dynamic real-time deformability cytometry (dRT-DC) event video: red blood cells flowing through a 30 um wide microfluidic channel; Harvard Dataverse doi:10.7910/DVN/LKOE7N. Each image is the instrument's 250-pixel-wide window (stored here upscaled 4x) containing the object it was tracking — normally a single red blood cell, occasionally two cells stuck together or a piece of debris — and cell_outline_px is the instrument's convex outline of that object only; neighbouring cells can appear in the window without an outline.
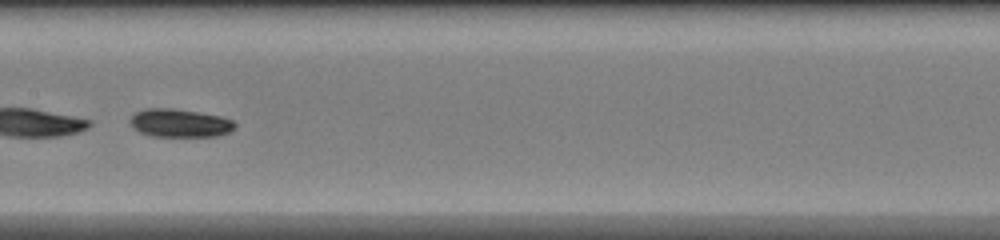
{"species": "common noctule bat (a hibernating species)", "species_latin": "Nyctalus noctula", "temperature_condition": "warm", "stored_images_in_passage": 48, "camera_frame_rate_fps": 3000, "um_per_image_px": 0.085, "animal": {"sex": "female", "body_mass_g": 20.0, "forearm_length_mm": 54.0}, "frame": {"image": 1, "passage_image": 26, "time_ms": 8.333, "image_size_px": [1000, 240], "cell_outline_px": [[236, 124], [228, 132], [220, 136], [152, 136], [140, 132], [132, 128], [128, 120], [136, 112], [144, 108], [172, 108], [220, 116], [232, 120]], "centroid_in_image_um": [15.23, 10.46], "position_along_channel_um": 192.2, "area_um2": 17.17}}
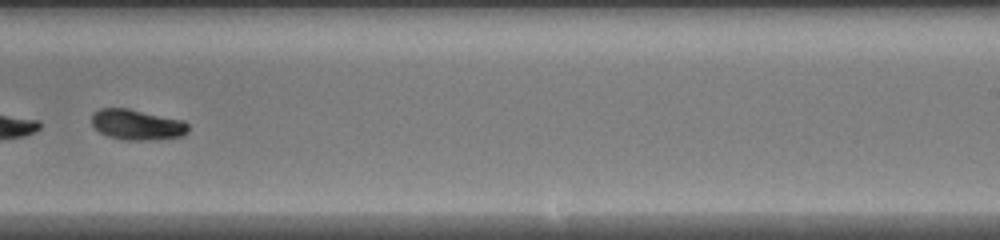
{"frame": {"image": 2, "passage_image": 32, "time_ms": 10.333, "image_size_px": [1000, 240], "cell_outline_px": [[188, 132], [180, 136], [144, 140], [124, 140], [108, 136], [100, 132], [92, 124], [92, 116], [100, 108], [128, 108], [184, 120], [188, 124]], "centroid_in_image_um": [11.65, 10.59], "position_along_channel_um": 277.4, "area_um2": 16.99}}